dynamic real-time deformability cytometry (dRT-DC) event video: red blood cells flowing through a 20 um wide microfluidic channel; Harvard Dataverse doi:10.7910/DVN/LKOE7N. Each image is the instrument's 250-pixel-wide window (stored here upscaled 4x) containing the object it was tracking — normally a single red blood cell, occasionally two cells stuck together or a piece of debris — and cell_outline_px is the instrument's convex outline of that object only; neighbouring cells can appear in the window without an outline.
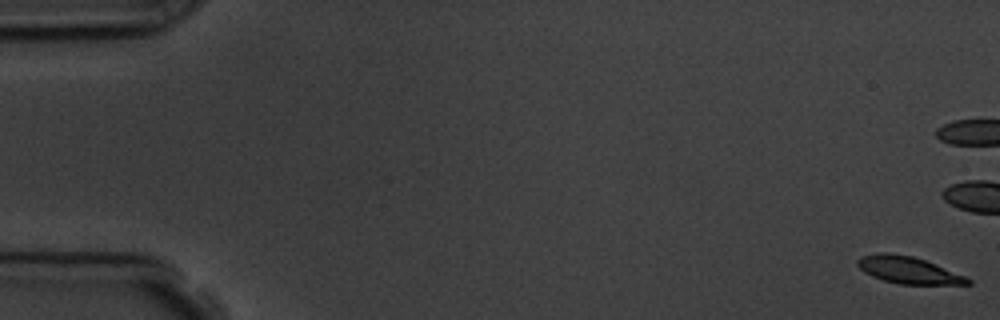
{"species": "common noctule bat (a hibernating species)", "species_latin": "Nyctalus noctula", "temperature_condition": "room temperature", "stored_images_in_passage": 7, "camera_frame_rate_fps": 3000, "um_per_image_px": 0.085, "animal": {"sex": "male", "body_mass_g": 19.5, "forearm_length_mm": 54.6}, "frame": {"image": 1, "passage_image": 1, "time_ms": 0.0, "image_size_px": [1000, 320], "cell_outline_px": [[972, 284], [900, 284], [884, 280], [872, 276], [864, 272], [856, 264], [856, 260], [860, 256], [880, 252], [888, 252], [912, 256], [924, 260], [968, 276], [972, 280]], "centroid_in_image_um": [77.21, 22.95], "position_along_channel_um": 7.8, "area_um2": 17.4}}